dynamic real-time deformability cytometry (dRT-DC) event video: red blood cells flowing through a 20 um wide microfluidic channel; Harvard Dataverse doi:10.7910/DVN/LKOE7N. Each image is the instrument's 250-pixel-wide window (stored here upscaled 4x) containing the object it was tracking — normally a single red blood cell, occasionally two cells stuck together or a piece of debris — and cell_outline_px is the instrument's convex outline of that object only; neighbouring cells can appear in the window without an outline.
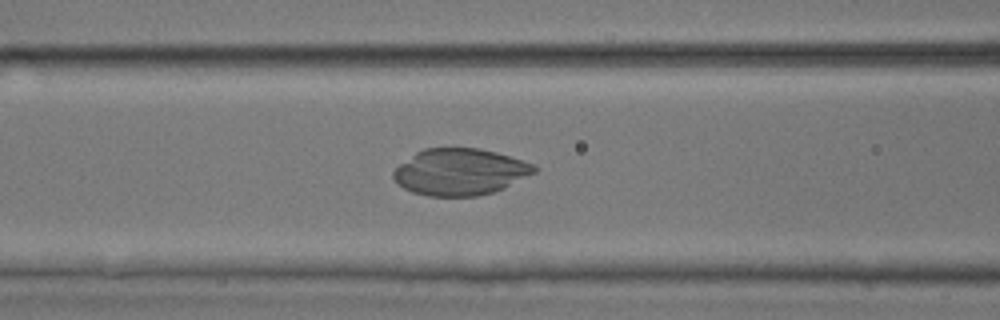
{"species": "common noctule bat (a hibernating species)", "species_latin": "Nyctalus noctula", "temperature_condition": "room temperature", "stored_images_in_passage": 46, "camera_frame_rate_fps": 3000, "um_per_image_px": 0.085, "animal": {"sex": "male", "body_mass_g": 17.9, "forearm_length_mm": 54.2}, "frame": {"image": 1, "passage_image": 21, "time_ms": 6.667, "image_size_px": [1000, 320], "cell_outline_px": [[536, 172], [504, 188], [492, 192], [476, 196], [428, 196], [412, 192], [404, 188], [392, 176], [392, 172], [400, 164], [416, 152], [424, 148], [480, 148], [496, 152], [532, 164], [536, 168]], "centroid_in_image_um": [39.08, 14.61], "position_along_channel_um": 127.5, "area_um2": 37.92}}
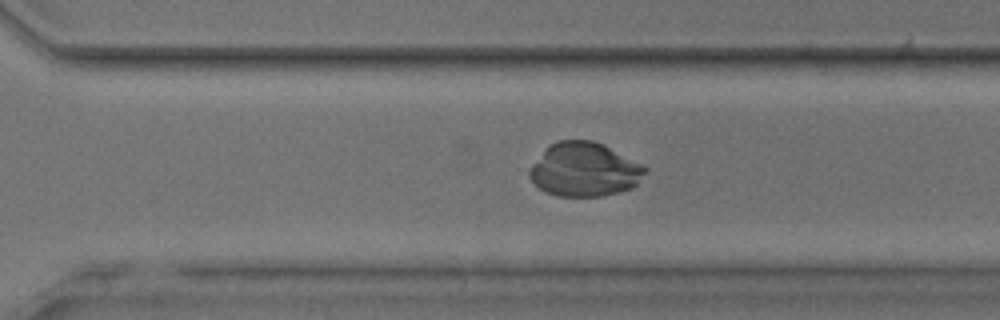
{"frame": {"image": 2, "passage_image": 35, "time_ms": 11.333, "image_size_px": [1000, 320], "cell_outline_px": [[648, 168], [636, 184], [632, 188], [620, 192], [600, 196], [556, 196], [544, 192], [528, 176], [528, 168], [552, 144], [560, 140], [592, 140], [604, 144]], "centroid_in_image_um": [49.67, 14.43], "position_along_channel_um": 320.9, "area_um2": 36.01}}
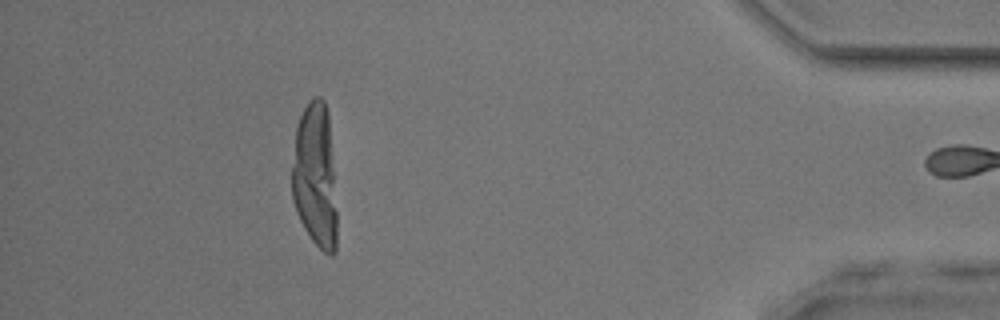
{"frame": {"image": 3, "passage_image": 45, "time_ms": 14.667, "image_size_px": [1000, 320], "cell_outline_px": [[336, 252], [332, 256], [324, 252], [312, 240], [304, 228], [296, 212], [292, 200], [292, 168], [296, 128], [300, 116], [304, 108], [312, 96], [320, 96], [324, 100], [328, 112], [336, 212]], "centroid_in_image_um": [26.77, 14.95], "position_along_channel_um": 408.4, "area_um2": 37.8}}